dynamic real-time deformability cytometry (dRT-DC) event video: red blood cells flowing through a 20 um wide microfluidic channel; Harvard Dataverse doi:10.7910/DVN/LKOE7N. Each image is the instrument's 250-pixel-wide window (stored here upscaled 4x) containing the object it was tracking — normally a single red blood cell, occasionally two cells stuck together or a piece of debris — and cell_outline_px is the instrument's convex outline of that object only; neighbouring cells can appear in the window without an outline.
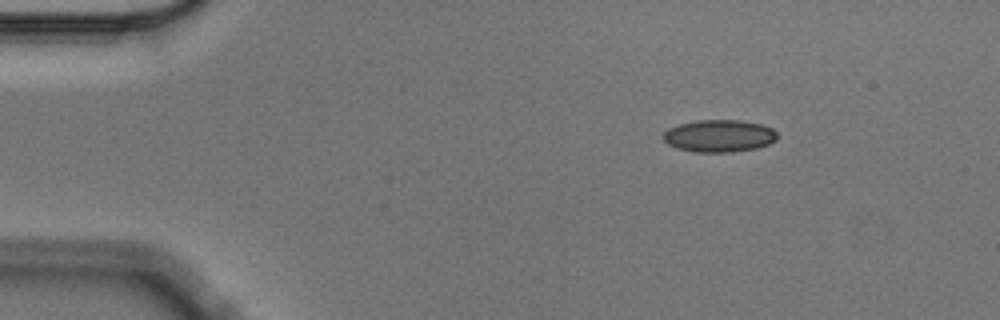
{"species": "Egyptian fruit bat (a non-hibernating species)", "species_latin": "Rousettus aegyptiacus", "temperature_condition": "cold", "stored_images_in_passage": 3, "camera_frame_rate_fps": 3000, "um_per_image_px": 0.085, "animal": {"sex": "male"}, "frame": {"image": 1, "passage_image": 1, "time_ms": 0.0, "image_size_px": [1000, 320], "cell_outline_px": [[776, 140], [768, 144], [756, 148], [728, 152], [696, 152], [676, 148], [668, 144], [664, 140], [664, 132], [668, 128], [680, 124], [696, 120], [740, 120], [760, 124], [772, 128], [776, 132]], "centroid_in_image_um": [61.11, 11.55], "position_along_channel_um": 23.9, "area_um2": 21.33}}